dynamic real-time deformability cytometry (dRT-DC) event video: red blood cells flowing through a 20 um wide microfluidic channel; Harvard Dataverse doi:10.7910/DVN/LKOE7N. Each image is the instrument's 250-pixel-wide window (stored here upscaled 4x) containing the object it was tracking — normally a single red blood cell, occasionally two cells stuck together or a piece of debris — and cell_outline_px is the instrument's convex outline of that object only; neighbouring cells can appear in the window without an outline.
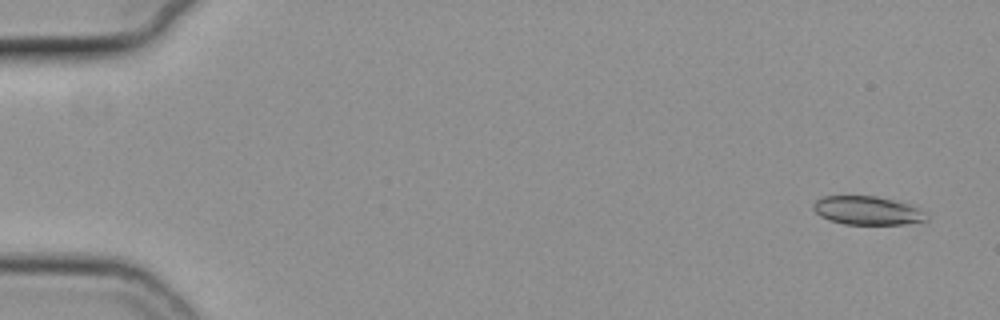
{"species": "common noctule bat (a hibernating species)", "species_latin": "Nyctalus noctula", "temperature_condition": "cold", "stored_images_in_passage": 17, "camera_frame_rate_fps": 3000, "um_per_image_px": 0.085, "animal": {"sex": "female", "body_mass_g": 19.3, "forearm_length_mm": 54.1}, "frame": {"image": 1, "passage_image": 2, "time_ms": 0.333, "image_size_px": [1000, 320], "cell_outline_px": [[928, 220], [904, 224], [844, 224], [828, 220], [820, 216], [812, 208], [812, 204], [820, 196], [876, 196], [908, 204], [924, 212], [928, 216]], "centroid_in_image_um": [73.67, 17.9], "position_along_channel_um": 11.3, "area_um2": 18.79}}
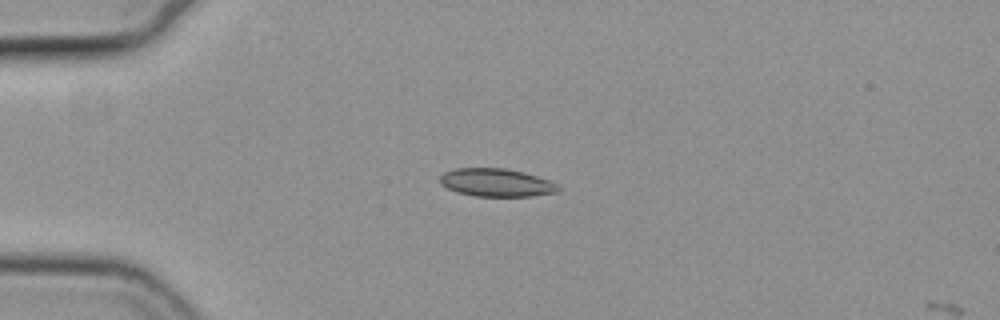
{"frame": {"image": 2, "passage_image": 14, "time_ms": 4.333, "image_size_px": [1000, 320], "cell_outline_px": [[560, 188], [556, 192], [532, 196], [476, 196], [456, 192], [440, 184], [440, 176], [444, 172], [456, 168], [504, 168], [524, 172], [548, 180], [556, 184]], "centroid_in_image_um": [42.16, 15.52], "position_along_channel_um": 42.8, "area_um2": 19.19}}